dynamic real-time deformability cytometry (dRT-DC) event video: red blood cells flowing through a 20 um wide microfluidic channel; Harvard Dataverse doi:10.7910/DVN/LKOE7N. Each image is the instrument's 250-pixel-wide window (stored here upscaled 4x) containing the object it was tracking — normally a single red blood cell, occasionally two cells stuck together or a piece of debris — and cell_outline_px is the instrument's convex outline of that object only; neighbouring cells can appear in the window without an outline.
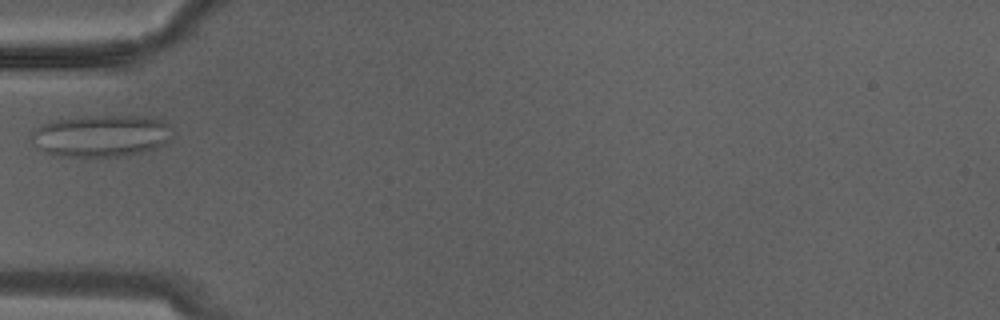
{"species": "Egyptian fruit bat (a non-hibernating species)", "species_latin": "Rousettus aegyptiacus", "temperature_condition": "warm", "stored_images_in_passage": 3, "camera_frame_rate_fps": 3000, "um_per_image_px": 0.085, "animal": {"sex": "male"}, "frame": {"image": 1, "passage_image": 2, "time_ms": 0.333, "image_size_px": [1000, 320], "cell_outline_px": [[172, 140], [164, 144], [140, 152], [124, 156], [52, 156], [36, 148], [28, 136], [40, 124], [52, 120], [92, 116], [144, 116], [164, 120], [168, 124]], "centroid_in_image_um": [8.53, 11.54], "position_along_channel_um": 76.5, "area_um2": 34.68}}